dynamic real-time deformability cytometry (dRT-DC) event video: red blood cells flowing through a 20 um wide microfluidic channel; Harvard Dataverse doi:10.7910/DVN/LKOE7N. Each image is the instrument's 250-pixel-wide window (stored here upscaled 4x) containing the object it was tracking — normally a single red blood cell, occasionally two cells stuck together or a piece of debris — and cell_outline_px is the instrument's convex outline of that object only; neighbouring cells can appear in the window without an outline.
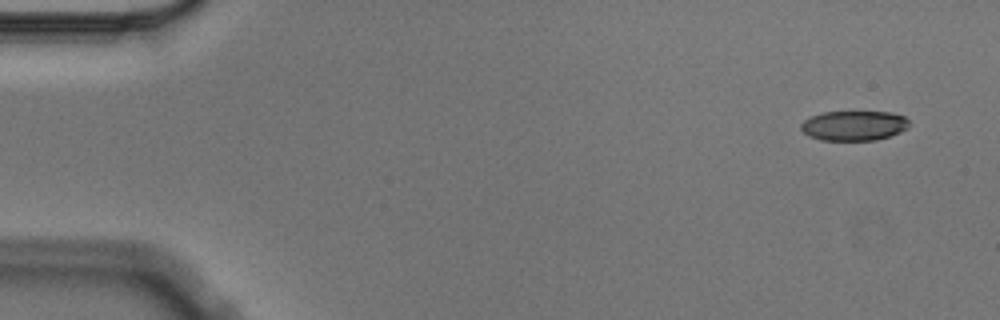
{"species": "Egyptian fruit bat (a non-hibernating species)", "species_latin": "Rousettus aegyptiacus", "temperature_condition": "cold", "stored_images_in_passage": 9, "camera_frame_rate_fps": 3000, "um_per_image_px": 0.085, "animal": {"sex": "male"}, "frame": {"image": 1, "passage_image": 1, "time_ms": 0.0, "image_size_px": [1000, 320], "cell_outline_px": [[912, 124], [908, 128], [900, 132], [876, 140], [820, 140], [808, 136], [800, 128], [800, 124], [804, 120], [812, 116], [824, 112], [892, 112], [904, 116]], "centroid_in_image_um": [72.6, 10.68], "position_along_channel_um": 12.4, "area_um2": 18.9}}
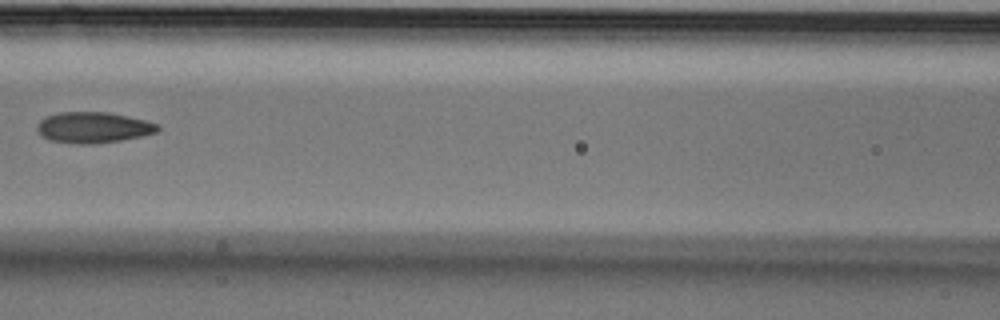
{"frame": {"image": 2, "passage_image": 6, "time_ms": 1.667, "image_size_px": [1000, 320], "cell_outline_px": [[160, 128], [156, 132], [140, 136], [120, 140], [96, 144], [76, 144], [48, 140], [36, 128], [36, 124], [44, 116], [60, 112], [108, 112], [144, 120], [156, 124]], "centroid_in_image_um": [7.87, 10.83], "position_along_channel_um": 158.7, "area_um2": 21.62}}
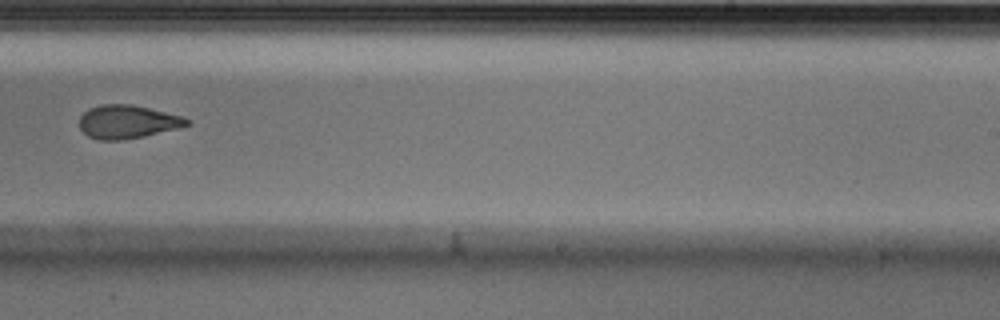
{"frame": {"image": 3, "passage_image": 9, "time_ms": 2.667, "image_size_px": [1000, 320], "cell_outline_px": [[192, 124], [180, 128], [144, 136], [124, 140], [100, 140], [88, 136], [80, 128], [80, 116], [88, 108], [100, 104], [132, 104], [184, 116], [192, 120]], "centroid_in_image_um": [10.88, 10.35], "position_along_channel_um": 278.1, "area_um2": 21.21}}